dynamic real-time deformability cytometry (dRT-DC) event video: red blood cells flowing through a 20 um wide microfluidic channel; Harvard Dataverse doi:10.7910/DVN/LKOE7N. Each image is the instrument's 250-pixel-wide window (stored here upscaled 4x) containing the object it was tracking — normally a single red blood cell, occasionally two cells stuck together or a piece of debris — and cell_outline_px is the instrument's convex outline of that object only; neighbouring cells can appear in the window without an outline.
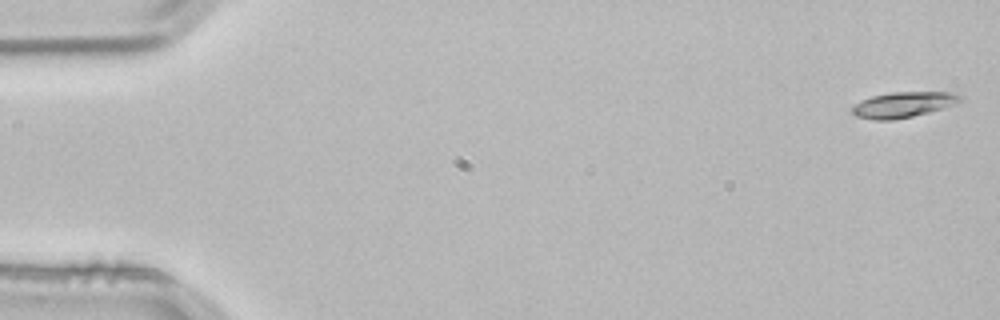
{"species": "common noctule bat (a hibernating species)", "species_latin": "Nyctalus noctula", "temperature_condition": "room temperature", "stored_images_in_passage": 3, "camera_frame_rate_fps": 3000, "um_per_image_px": 0.085, "animal": {"sex": "male", "body_mass_g": 21.5, "forearm_length_mm": 52.0}, "frame": {"image": 1, "passage_image": 1, "time_ms": 0.0, "image_size_px": [1000, 320], "cell_outline_px": [[964, 100], [928, 112], [912, 116], [892, 120], [876, 120], [856, 116], [852, 112], [852, 104], [860, 100], [872, 96], [892, 92], [952, 92], [964, 96]], "centroid_in_image_um": [76.75, 8.88], "position_along_channel_um": 8.3, "area_um2": 16.01}}
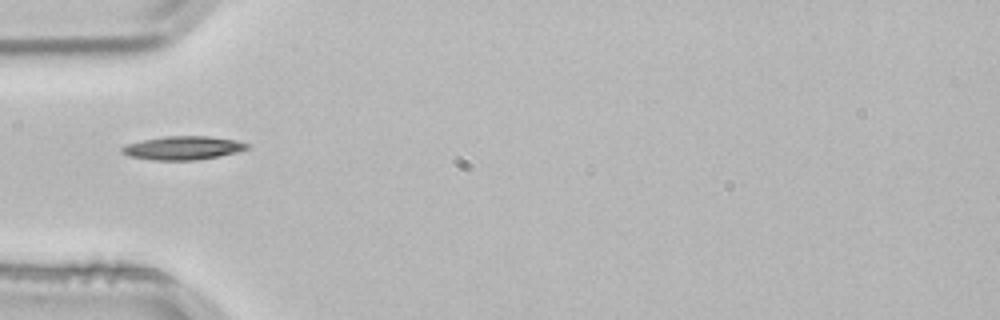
{"frame": {"image": 2, "passage_image": 3, "time_ms": 0.667, "image_size_px": [1000, 320], "cell_outline_px": [[252, 144], [248, 148], [240, 152], [220, 156], [196, 160], [152, 160], [128, 156], [120, 152], [120, 148], [128, 144], [144, 140], [164, 136], [208, 136], [232, 140]], "centroid_in_image_um": [15.56, 12.58], "position_along_channel_um": 69.4, "area_um2": 17.22}}